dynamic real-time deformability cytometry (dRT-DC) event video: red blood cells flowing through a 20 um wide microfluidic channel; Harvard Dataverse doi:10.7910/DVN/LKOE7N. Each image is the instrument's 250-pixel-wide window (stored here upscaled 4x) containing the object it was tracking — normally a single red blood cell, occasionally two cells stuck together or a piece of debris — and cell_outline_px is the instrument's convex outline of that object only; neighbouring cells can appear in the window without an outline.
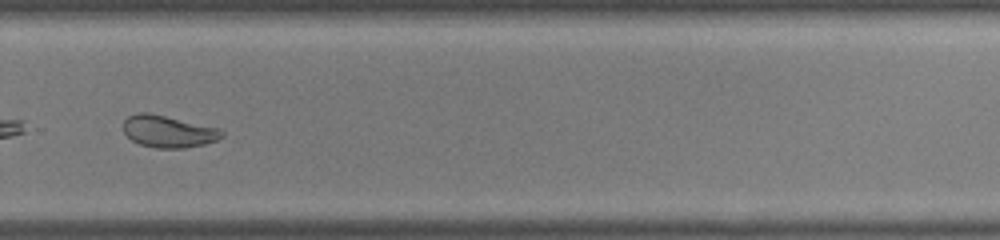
{"species": "common noctule bat (a hibernating species)", "species_latin": "Nyctalus noctula", "temperature_condition": "warm", "stored_images_in_passage": 34, "camera_frame_rate_fps": 3000, "um_per_image_px": 0.085, "animal": {"sex": "male", "body_mass_g": 19.0, "forearm_length_mm": 50.8}, "frame": {"image": 1, "passage_image": 25, "time_ms": 8.0, "image_size_px": [1000, 240], "cell_outline_px": [[224, 136], [216, 140], [204, 144], [184, 148], [156, 148], [140, 144], [132, 140], [124, 132], [124, 120], [128, 116], [140, 112], [148, 112], [220, 128], [224, 132]], "centroid_in_image_um": [14.32, 11.17], "position_along_channel_um": 315.5, "area_um2": 18.32}}